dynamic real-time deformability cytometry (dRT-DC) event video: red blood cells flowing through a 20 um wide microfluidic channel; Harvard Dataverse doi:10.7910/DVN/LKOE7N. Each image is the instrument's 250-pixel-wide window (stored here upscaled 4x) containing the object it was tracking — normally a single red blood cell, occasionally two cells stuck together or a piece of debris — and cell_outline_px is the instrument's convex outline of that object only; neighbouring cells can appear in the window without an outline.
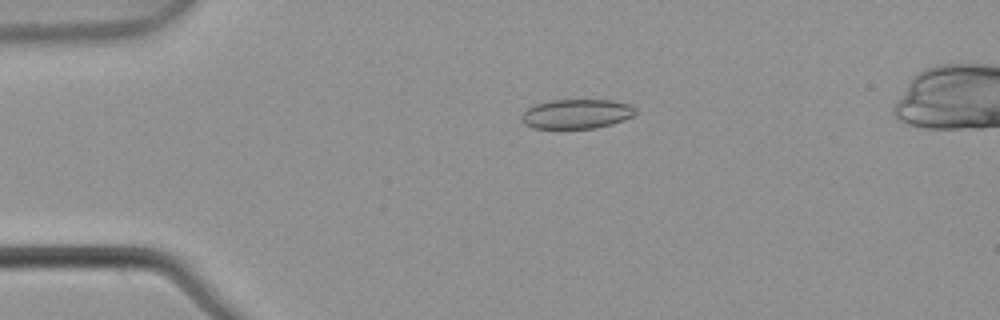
{"species": "common noctule bat (a hibernating species)", "species_latin": "Nyctalus noctula", "temperature_condition": "warm", "stored_images_in_passage": 2, "camera_frame_rate_fps": 3000, "um_per_image_px": 0.085, "animal": {"sex": "male", "body_mass_g": 21.5, "forearm_length_mm": 52.0}, "frame": {"image": 1, "passage_image": 1, "time_ms": 0.0, "image_size_px": [1000, 320], "cell_outline_px": [[636, 112], [632, 116], [624, 120], [612, 124], [596, 128], [532, 128], [524, 124], [520, 120], [520, 116], [528, 108], [536, 104], [552, 100], [612, 100], [632, 104], [636, 108]], "centroid_in_image_um": [49.02, 9.68], "position_along_channel_um": 36.0, "area_um2": 19.71}}